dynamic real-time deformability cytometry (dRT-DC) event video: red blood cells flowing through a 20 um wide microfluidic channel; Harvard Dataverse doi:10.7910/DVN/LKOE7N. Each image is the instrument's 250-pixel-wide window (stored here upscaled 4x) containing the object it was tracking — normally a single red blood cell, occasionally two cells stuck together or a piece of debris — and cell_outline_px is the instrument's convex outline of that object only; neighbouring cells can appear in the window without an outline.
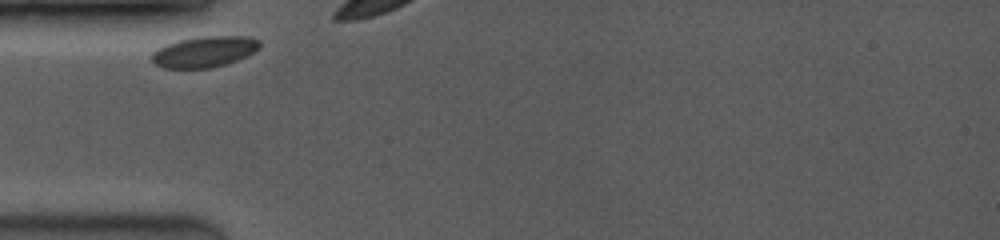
{"species": "common noctule bat (a hibernating species)", "species_latin": "Nyctalus noctula", "temperature_condition": "room temperature", "stored_images_in_passage": 5, "camera_frame_rate_fps": 3500, "um_per_image_px": 0.085, "animal": {"sex": "female", "body_mass_g": 19.0, "forearm_length_mm": 53.3}, "frame": {"image": 1, "passage_image": 1, "time_ms": 0.0, "image_size_px": [1000, 240], "cell_outline_px": [[260, 48], [236, 60], [212, 68], [164, 68], [156, 64], [152, 60], [152, 52], [168, 44], [180, 40], [200, 36], [248, 36], [260, 40]], "centroid_in_image_um": [17.39, 4.39], "position_along_channel_um": 67.6, "area_um2": 19.19}}